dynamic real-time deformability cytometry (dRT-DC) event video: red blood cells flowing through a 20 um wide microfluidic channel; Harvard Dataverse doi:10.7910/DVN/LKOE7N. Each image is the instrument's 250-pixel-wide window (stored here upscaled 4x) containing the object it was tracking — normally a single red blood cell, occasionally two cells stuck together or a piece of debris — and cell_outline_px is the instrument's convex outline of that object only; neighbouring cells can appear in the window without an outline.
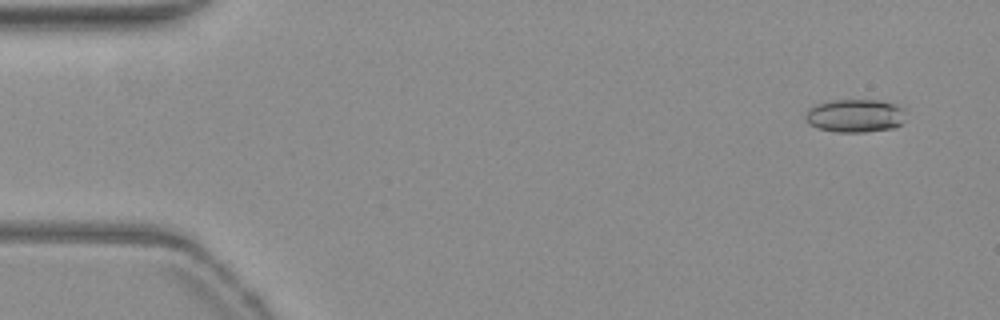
{"species": "common noctule bat (a hibernating species)", "species_latin": "Nyctalus noctula", "temperature_condition": "warm", "stored_images_in_passage": 7, "camera_frame_rate_fps": 3000, "um_per_image_px": 0.085, "animal": {"sex": "female", "body_mass_g": 19.3, "forearm_length_mm": 54.1}, "frame": {"image": 1, "passage_image": 4, "time_ms": 1.0, "image_size_px": [1000, 320], "cell_outline_px": [[904, 120], [900, 124], [892, 128], [864, 132], [836, 132], [820, 128], [808, 124], [804, 116], [804, 112], [808, 108], [816, 104], [832, 100], [880, 100], [904, 108]], "centroid_in_image_um": [72.64, 9.83], "position_along_channel_um": 12.4, "area_um2": 19.42}}